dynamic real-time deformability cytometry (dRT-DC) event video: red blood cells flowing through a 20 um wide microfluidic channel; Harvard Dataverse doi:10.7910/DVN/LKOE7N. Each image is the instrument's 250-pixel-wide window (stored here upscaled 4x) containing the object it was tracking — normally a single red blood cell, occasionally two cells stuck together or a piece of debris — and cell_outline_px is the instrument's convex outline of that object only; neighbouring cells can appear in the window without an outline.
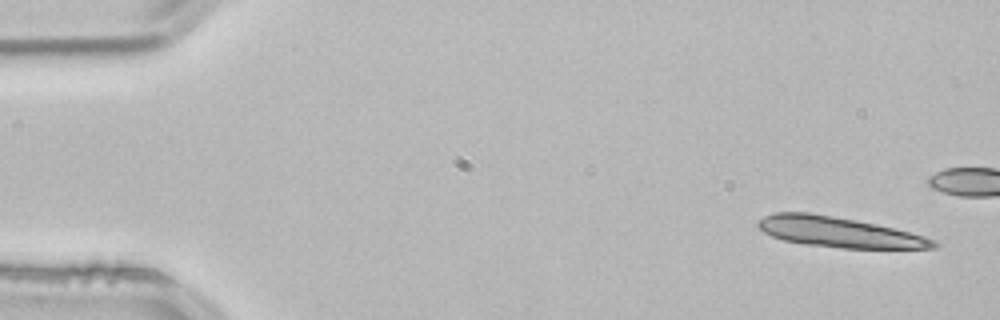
{"species": "common noctule bat (a hibernating species)", "species_latin": "Nyctalus noctula", "temperature_condition": "room temperature", "stored_images_in_passage": 13, "camera_frame_rate_fps": 3000, "um_per_image_px": 0.085, "animal": {"sex": "male", "body_mass_g": 21.5, "forearm_length_mm": 52.0}, "frame": {"image": 1, "passage_image": 1, "time_ms": 0.0, "image_size_px": [1000, 320], "cell_outline_px": [[940, 244], [936, 248], [840, 248], [804, 244], [784, 240], [772, 236], [764, 232], [756, 224], [764, 216], [776, 212], [808, 212], [856, 220], [876, 224], [924, 236], [936, 240]], "centroid_in_image_um": [71.31, 19.73], "position_along_channel_um": 13.7, "area_um2": 30.75}}